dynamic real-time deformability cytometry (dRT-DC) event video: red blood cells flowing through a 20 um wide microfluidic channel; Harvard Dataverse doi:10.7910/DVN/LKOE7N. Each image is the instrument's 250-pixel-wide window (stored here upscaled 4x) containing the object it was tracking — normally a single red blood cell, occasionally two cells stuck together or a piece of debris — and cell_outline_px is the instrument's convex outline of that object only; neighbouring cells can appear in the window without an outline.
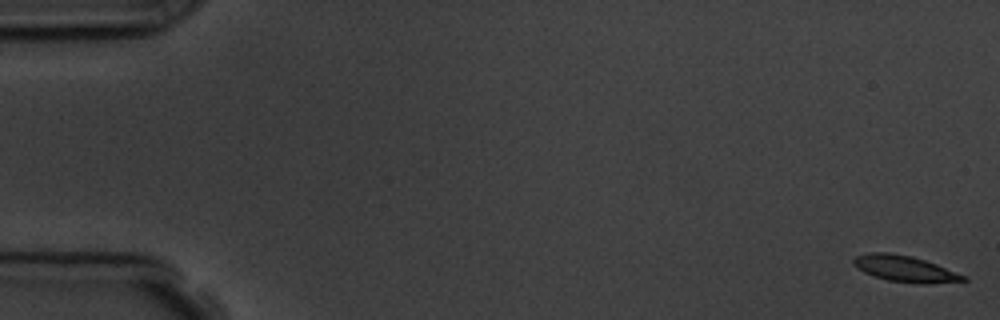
{"species": "common noctule bat (a hibernating species)", "species_latin": "Nyctalus noctula", "temperature_condition": "room temperature", "stored_images_in_passage": 9, "camera_frame_rate_fps": 3000, "um_per_image_px": 0.085, "animal": {"sex": "male", "body_mass_g": 19.5, "forearm_length_mm": 54.6}, "frame": {"image": 1, "passage_image": 1, "time_ms": 0.0, "image_size_px": [1000, 320], "cell_outline_px": [[968, 280], [928, 284], [920, 284], [888, 280], [864, 272], [856, 268], [852, 264], [852, 260], [856, 256], [868, 252], [888, 252], [912, 256], [936, 264], [968, 276]], "centroid_in_image_um": [76.92, 22.84], "position_along_channel_um": 8.1, "area_um2": 16.82}}
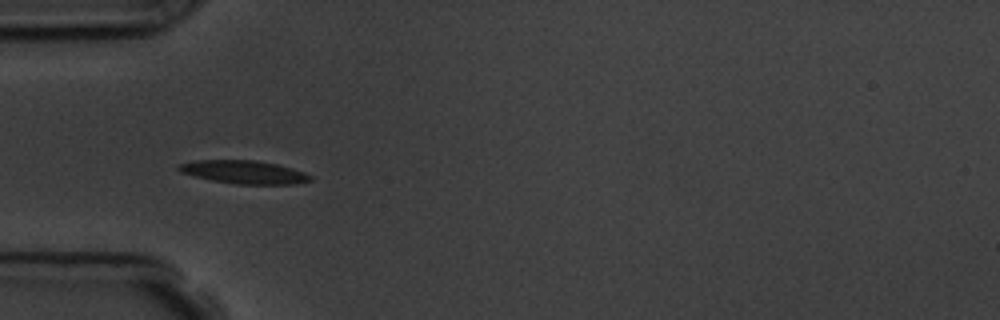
{"frame": {"image": 2, "passage_image": 6, "time_ms": 5.667, "image_size_px": [1000, 320], "cell_outline_px": [[312, 180], [296, 184], [236, 184], [212, 180], [180, 172], [176, 168], [180, 164], [192, 160], [256, 160], [276, 164], [292, 168], [304, 172], [312, 176]], "centroid_in_image_um": [20.75, 14.62], "position_along_channel_um": 64.3, "area_um2": 17.74}}